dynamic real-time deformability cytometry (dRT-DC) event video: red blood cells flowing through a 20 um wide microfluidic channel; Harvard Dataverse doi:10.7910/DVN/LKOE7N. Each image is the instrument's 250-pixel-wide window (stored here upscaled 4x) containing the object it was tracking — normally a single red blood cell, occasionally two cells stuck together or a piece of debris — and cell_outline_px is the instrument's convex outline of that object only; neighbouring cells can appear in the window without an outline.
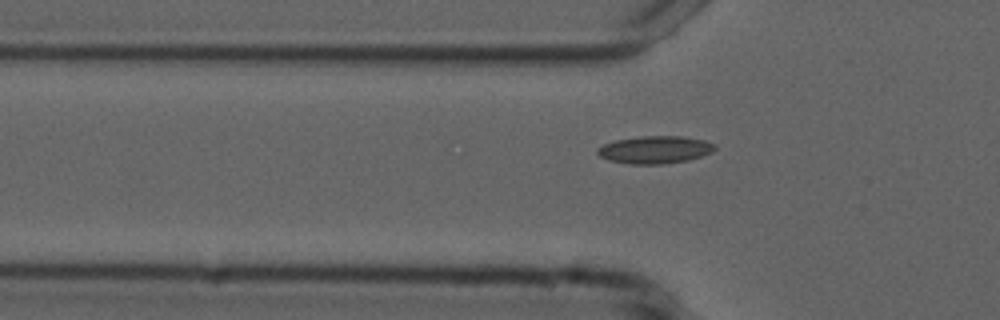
{"species": "common noctule bat (a hibernating species)", "species_latin": "Nyctalus noctula", "temperature_condition": "cold", "stored_images_in_passage": 33, "camera_frame_rate_fps": 3000, "um_per_image_px": 0.085, "animal": {"sex": "male", "forearm_length_mm": 52.5}, "frame": {"image": 1, "passage_image": 6, "time_ms": 1.667, "image_size_px": [1000, 320], "cell_outline_px": [[716, 148], [712, 152], [688, 160], [664, 164], [628, 164], [608, 160], [600, 156], [596, 152], [596, 148], [604, 144], [616, 140], [640, 136], [684, 136], [704, 140], [716, 144]], "centroid_in_image_um": [55.66, 12.72], "position_along_channel_um": 70.1, "area_um2": 18.96}}
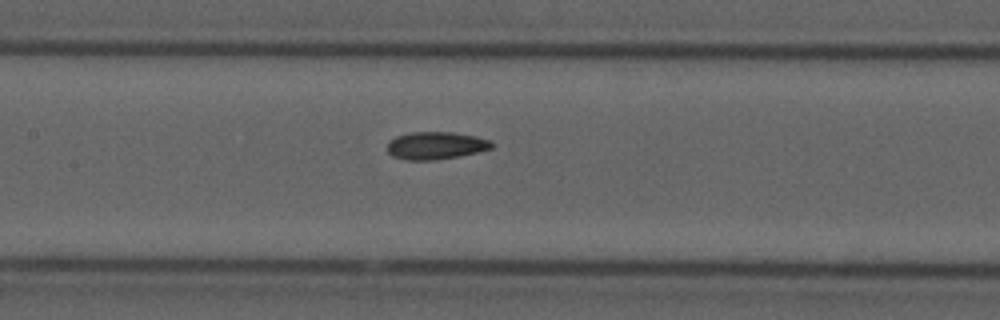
{"frame": {"image": 2, "passage_image": 14, "time_ms": 4.333, "image_size_px": [1000, 320], "cell_outline_px": [[496, 144], [492, 148], [460, 156], [432, 160], [404, 160], [392, 156], [388, 152], [388, 140], [396, 136], [412, 132], [452, 132], [476, 136], [492, 140]], "centroid_in_image_um": [37.06, 12.37], "position_along_channel_um": 170.3, "area_um2": 16.94}}
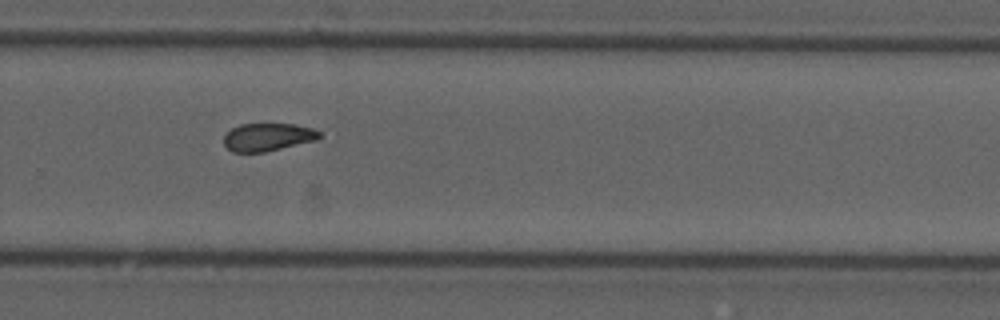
{"frame": {"image": 3, "passage_image": 25, "time_ms": 8.0, "image_size_px": [1000, 320], "cell_outline_px": [[324, 136], [316, 140], [264, 152], [232, 152], [224, 144], [224, 136], [232, 128], [240, 124], [296, 124], [312, 128], [320, 132]], "centroid_in_image_um": [22.78, 11.64], "position_along_channel_um": 307.0, "area_um2": 15.49}, "authors_computed_cell_mechanics": {"area_um2": 16.5886, "velocity_mm_per_s": 3.7471, "shape_relaxation_time_tau1_ms": 9.9772, "shape_relaxation_time_tau2_ms": 1.4624, "deformation_change_tau1": 0.1711, "deformation_change_tau2": 0.0518}}